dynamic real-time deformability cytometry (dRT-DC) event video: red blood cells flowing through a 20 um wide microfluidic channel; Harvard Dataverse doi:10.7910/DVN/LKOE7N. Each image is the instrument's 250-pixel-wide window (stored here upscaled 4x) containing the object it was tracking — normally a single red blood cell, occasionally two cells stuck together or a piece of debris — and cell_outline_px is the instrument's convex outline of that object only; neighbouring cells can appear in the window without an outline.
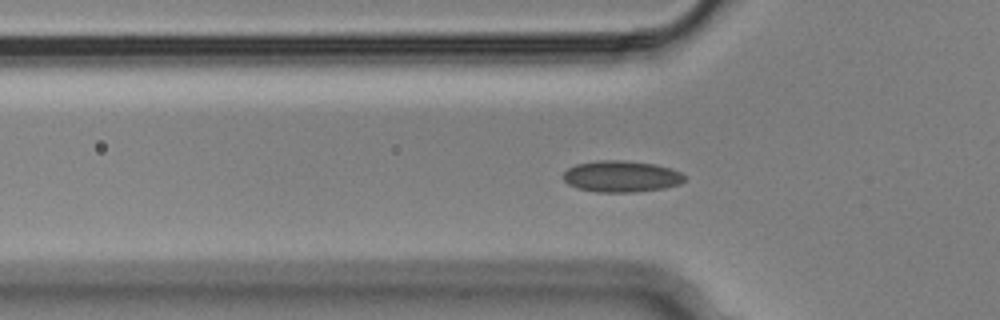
{"species": "Egyptian fruit bat (a non-hibernating species)", "species_latin": "Rousettus aegyptiacus", "temperature_condition": "cold", "stored_images_in_passage": 3, "camera_frame_rate_fps": 3000, "um_per_image_px": 0.085, "animal": {"sex": "male"}, "frame": {"image": 1, "passage_image": 2, "time_ms": 0.333, "image_size_px": [1000, 320], "cell_outline_px": [[684, 180], [680, 184], [664, 188], [632, 192], [596, 192], [576, 188], [568, 184], [564, 180], [564, 172], [568, 168], [576, 164], [600, 160], [624, 160], [656, 164], [672, 168], [680, 172], [684, 176]], "centroid_in_image_um": [52.81, 14.99], "position_along_channel_um": 73.0, "area_um2": 22.25}}